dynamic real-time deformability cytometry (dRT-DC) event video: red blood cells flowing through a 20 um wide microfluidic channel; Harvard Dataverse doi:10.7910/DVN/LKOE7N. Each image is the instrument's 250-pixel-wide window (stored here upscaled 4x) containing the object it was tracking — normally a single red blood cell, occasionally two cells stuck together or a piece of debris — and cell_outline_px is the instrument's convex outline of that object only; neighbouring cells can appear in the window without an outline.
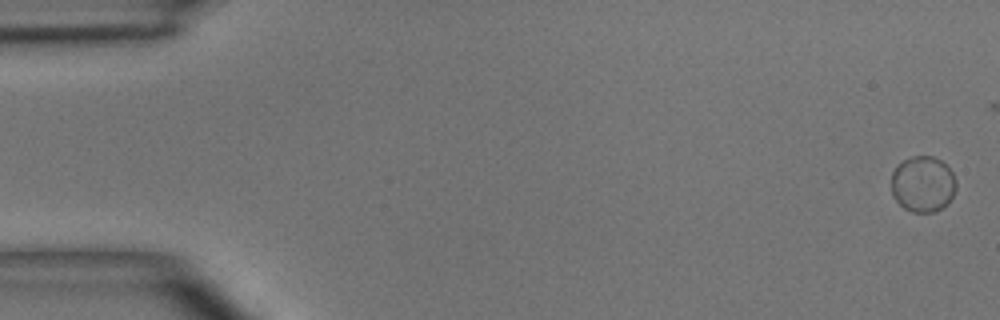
{"species": "common noctule bat (a hibernating species)", "species_latin": "Nyctalus noctula", "temperature_condition": "room temperature", "stored_images_in_passage": 6, "camera_frame_rate_fps": 3000, "um_per_image_px": 0.085, "animal": {"sex": "male", "body_mass_g": 15.6}, "frame": {"image": 1, "passage_image": 1, "time_ms": 0.0, "image_size_px": [1000, 320], "cell_outline_px": [[956, 188], [948, 204], [932, 212], [912, 212], [904, 208], [892, 196], [892, 172], [904, 160], [912, 156], [932, 156], [940, 160], [952, 172], [956, 180]], "centroid_in_image_um": [78.45, 15.65], "position_along_channel_um": 6.6, "area_um2": 20.98}}
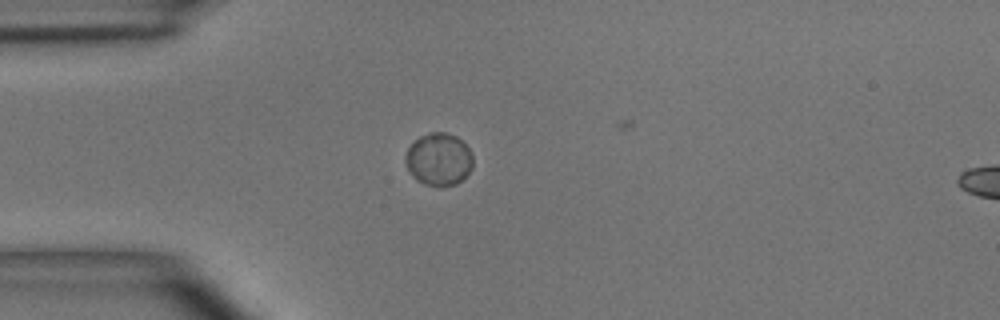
{"frame": {"image": 2, "passage_image": 4, "time_ms": 4.333, "image_size_px": [1000, 320], "cell_outline_px": [[472, 168], [456, 184], [440, 188], [424, 184], [416, 180], [412, 176], [408, 168], [404, 156], [408, 148], [420, 136], [432, 132], [444, 132], [456, 136], [468, 148], [472, 156]], "centroid_in_image_um": [37.28, 13.57], "position_along_channel_um": 47.7, "area_um2": 20.58}}